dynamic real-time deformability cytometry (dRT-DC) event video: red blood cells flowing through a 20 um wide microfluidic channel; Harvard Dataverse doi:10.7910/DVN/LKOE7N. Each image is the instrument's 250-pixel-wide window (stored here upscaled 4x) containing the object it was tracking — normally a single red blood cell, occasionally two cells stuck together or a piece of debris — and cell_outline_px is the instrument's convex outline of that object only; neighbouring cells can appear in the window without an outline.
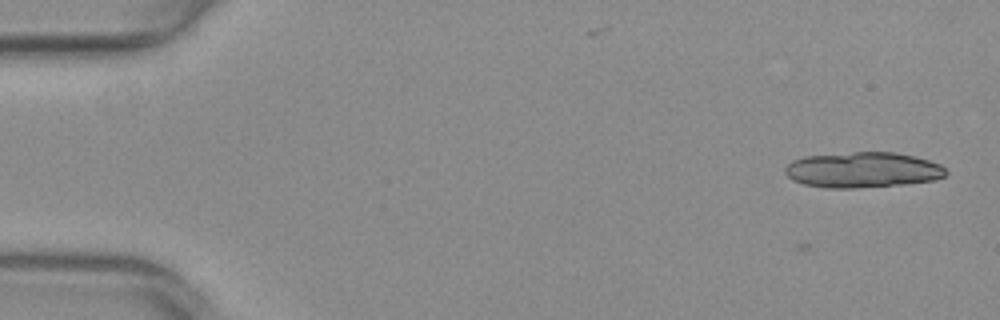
{"species": "common noctule bat (a hibernating species)", "species_latin": "Nyctalus noctula", "temperature_condition": "warm", "stored_images_in_passage": 14, "camera_frame_rate_fps": 3000, "um_per_image_px": 0.085, "animal": {"sex": "female", "body_mass_g": 29.2, "forearm_length_mm": 56.3}, "frame": {"image": 1, "passage_image": 1, "time_ms": 0.0, "image_size_px": [1000, 320], "cell_outline_px": [[948, 172], [944, 176], [936, 180], [904, 184], [856, 188], [828, 188], [804, 184], [792, 180], [784, 172], [784, 168], [792, 160], [804, 156], [852, 152], [896, 152], [916, 156], [940, 164]], "centroid_in_image_um": [73.33, 14.44], "position_along_channel_um": 11.7, "area_um2": 33.52}}